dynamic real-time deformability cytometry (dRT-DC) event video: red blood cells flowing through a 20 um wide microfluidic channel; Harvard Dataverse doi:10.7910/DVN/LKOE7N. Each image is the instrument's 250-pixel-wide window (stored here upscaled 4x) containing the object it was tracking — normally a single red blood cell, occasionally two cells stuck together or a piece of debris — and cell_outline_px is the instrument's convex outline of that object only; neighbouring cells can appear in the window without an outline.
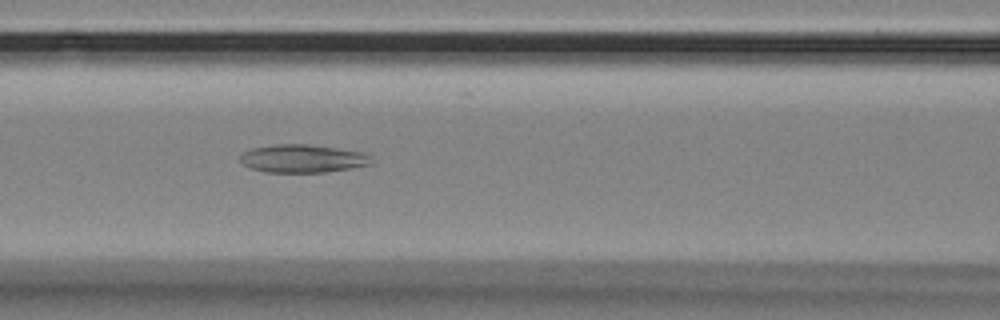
{"species": "Egyptian fruit bat (a non-hibernating species)", "species_latin": "Rousettus aegyptiacus", "temperature_condition": "room temperature", "stored_images_in_passage": 57, "camera_frame_rate_fps": 3000, "um_per_image_px": 0.085, "animal": {"sex": "female"}, "frame": {"image": 1, "passage_image": 24, "time_ms": 7.667, "image_size_px": [1000, 320], "cell_outline_px": [[372, 164], [324, 172], [264, 172], [252, 168], [244, 164], [240, 160], [240, 156], [244, 152], [252, 148], [272, 144], [312, 144], [360, 152], [368, 156]], "centroid_in_image_um": [25.67, 13.47], "position_along_channel_um": 140.9, "area_um2": 21.15}}
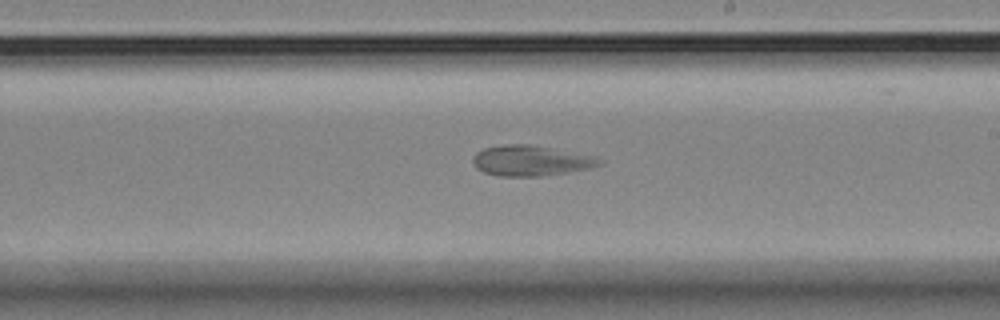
{"frame": {"image": 2, "passage_image": 33, "time_ms": 10.667, "image_size_px": [1000, 320], "cell_outline_px": [[604, 164], [568, 172], [540, 176], [500, 176], [484, 172], [476, 168], [472, 160], [476, 152], [484, 148], [504, 144], [532, 144], [596, 156]], "centroid_in_image_um": [45.11, 13.64], "position_along_channel_um": 243.9, "area_um2": 22.43}}
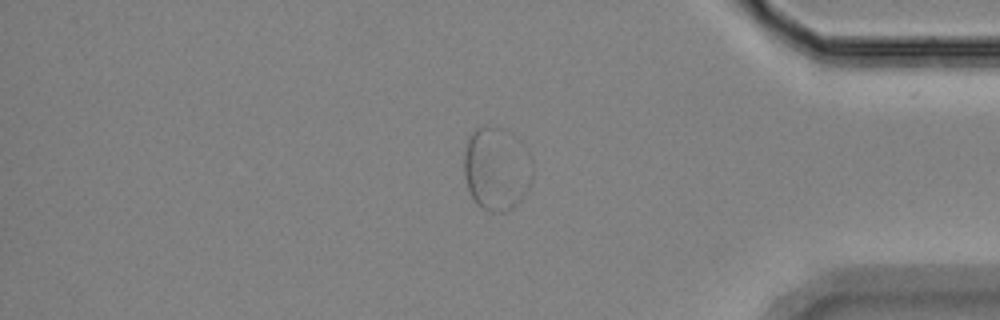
{"frame": {"image": 3, "passage_image": 48, "time_ms": 15.667, "image_size_px": [1000, 320], "cell_outline_px": [[532, 176], [528, 188], [520, 200], [512, 208], [504, 212], [488, 212], [476, 204], [468, 188], [464, 176], [464, 156], [468, 136], [476, 128], [488, 124], [504, 128], [528, 152], [532, 160]], "centroid_in_image_um": [42.18, 14.33], "position_along_channel_um": 393.0, "area_um2": 33.41}}